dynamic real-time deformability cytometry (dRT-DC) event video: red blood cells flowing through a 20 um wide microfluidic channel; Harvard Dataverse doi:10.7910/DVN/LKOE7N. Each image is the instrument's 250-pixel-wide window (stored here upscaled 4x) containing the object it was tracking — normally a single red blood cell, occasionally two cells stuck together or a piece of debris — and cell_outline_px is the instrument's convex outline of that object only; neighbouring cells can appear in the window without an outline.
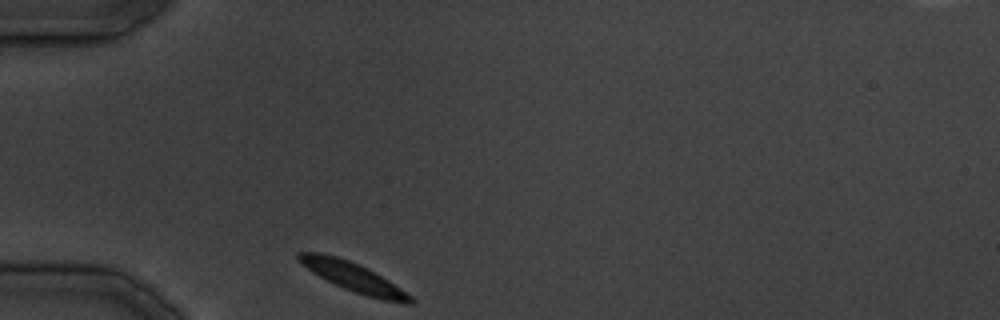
{"species": "common noctule bat (a hibernating species)", "species_latin": "Nyctalus noctula", "temperature_condition": "cold", "stored_images_in_passage": 23, "camera_frame_rate_fps": 3000, "um_per_image_px": 0.085, "animal": {"sex": "male", "body_mass_g": 19.5, "forearm_length_mm": 54.6}, "frame": {"image": 1, "passage_image": 1, "time_ms": 0.0, "image_size_px": [1000, 320], "cell_outline_px": [[416, 300], [412, 304], [404, 304], [384, 300], [368, 296], [344, 288], [312, 272], [296, 256], [296, 252], [320, 252], [336, 256], [348, 260], [388, 280], [412, 296]], "centroid_in_image_um": [30.06, 23.56], "position_along_channel_um": 54.9, "area_um2": 18.26}}
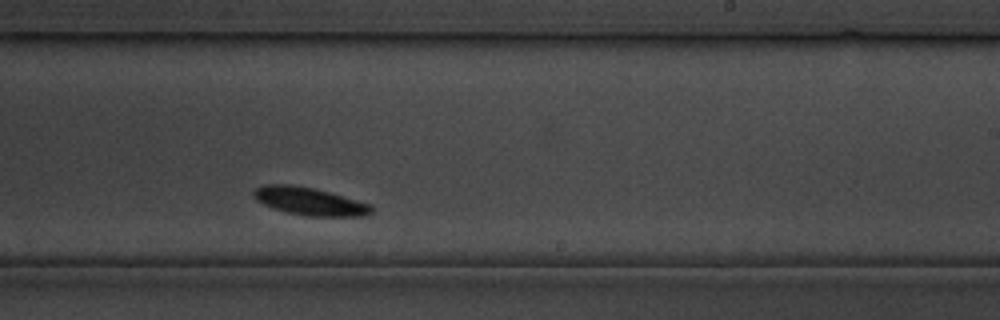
{"frame": {"image": 2, "passage_image": 14, "time_ms": 16.333, "image_size_px": [1000, 320], "cell_outline_px": [[372, 212], [368, 216], [304, 216], [272, 208], [256, 200], [252, 196], [252, 192], [256, 188], [264, 184], [292, 184], [312, 188], [328, 192], [372, 204]], "centroid_in_image_um": [26.3, 17.11], "position_along_channel_um": 262.7, "area_um2": 19.13}}
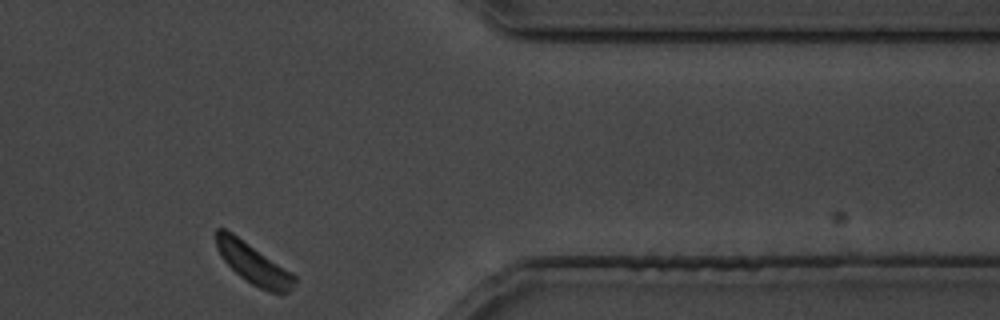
{"frame": {"image": 3, "passage_image": 23, "time_ms": 26.667, "image_size_px": [1000, 320], "cell_outline_px": [[296, 284], [288, 292], [280, 296], [268, 292], [252, 284], [240, 276], [220, 256], [216, 248], [216, 228], [224, 228], [232, 232], [292, 272], [296, 276]], "centroid_in_image_um": [21.57, 22.44], "position_along_channel_um": 389.8, "area_um2": 18.79}}